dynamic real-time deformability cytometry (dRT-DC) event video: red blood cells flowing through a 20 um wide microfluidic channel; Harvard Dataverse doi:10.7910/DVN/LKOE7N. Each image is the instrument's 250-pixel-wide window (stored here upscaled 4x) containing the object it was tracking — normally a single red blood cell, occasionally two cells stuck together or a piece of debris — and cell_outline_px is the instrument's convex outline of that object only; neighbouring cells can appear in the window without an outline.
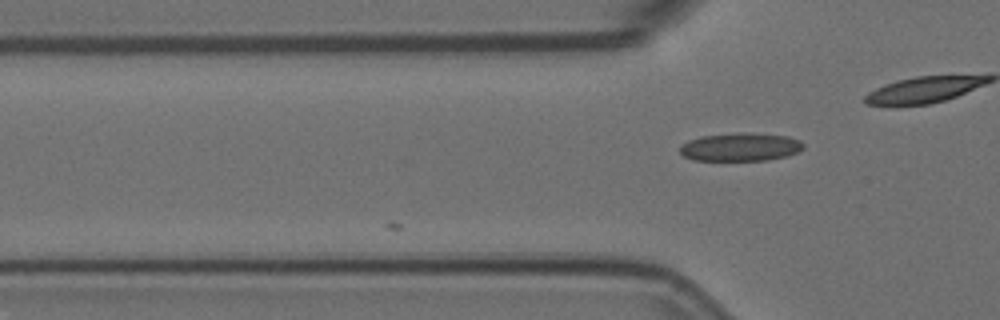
{"species": "Egyptian fruit bat (a non-hibernating species)", "species_latin": "Rousettus aegyptiacus", "temperature_condition": "room temperature", "stored_images_in_passage": 2, "camera_frame_rate_fps": 3000, "um_per_image_px": 0.085, "animal": {"sex": "female"}, "frame": {"image": 1, "passage_image": 2, "time_ms": 0.333, "image_size_px": [1000, 320], "cell_outline_px": [[804, 148], [788, 156], [768, 160], [692, 160], [684, 156], [680, 152], [680, 148], [688, 140], [700, 136], [748, 132], [788, 136], [800, 140], [804, 144]], "centroid_in_image_um": [62.96, 12.49], "position_along_channel_um": 62.8, "area_um2": 20.29}}